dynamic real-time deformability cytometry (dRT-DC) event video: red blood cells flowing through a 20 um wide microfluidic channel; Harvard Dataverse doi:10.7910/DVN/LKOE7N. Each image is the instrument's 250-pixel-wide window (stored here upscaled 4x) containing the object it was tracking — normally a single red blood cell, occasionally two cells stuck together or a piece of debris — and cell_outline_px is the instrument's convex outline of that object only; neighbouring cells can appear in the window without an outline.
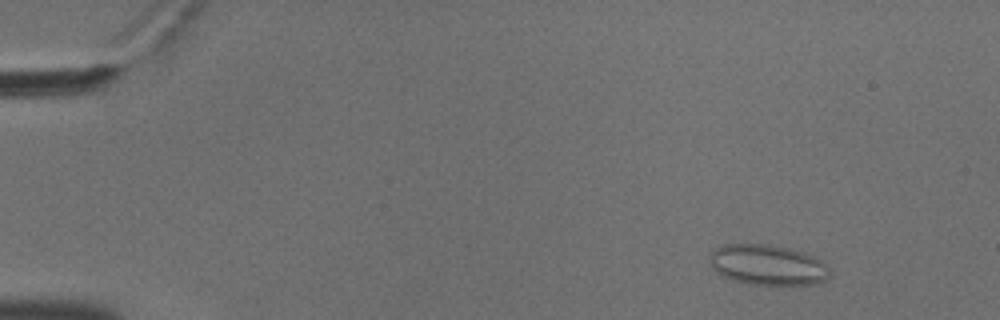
{"species": "common noctule bat (a hibernating species)", "species_latin": "Nyctalus noctula", "temperature_condition": "cold", "stored_images_in_passage": 15, "camera_frame_rate_fps": 3000, "um_per_image_px": 0.085, "animal": {"sex": "male", "body_mass_g": 18.8}, "frame": {"image": 1, "passage_image": 3, "time_ms": 0.667, "image_size_px": [1000, 320], "cell_outline_px": [[828, 276], [824, 280], [816, 284], [748, 284], [724, 276], [716, 272], [712, 268], [712, 252], [716, 248], [724, 244], [768, 244], [788, 248], [804, 252], [820, 260], [828, 268]], "centroid_in_image_um": [65.25, 22.51], "position_along_channel_um": 19.8, "area_um2": 27.74}}